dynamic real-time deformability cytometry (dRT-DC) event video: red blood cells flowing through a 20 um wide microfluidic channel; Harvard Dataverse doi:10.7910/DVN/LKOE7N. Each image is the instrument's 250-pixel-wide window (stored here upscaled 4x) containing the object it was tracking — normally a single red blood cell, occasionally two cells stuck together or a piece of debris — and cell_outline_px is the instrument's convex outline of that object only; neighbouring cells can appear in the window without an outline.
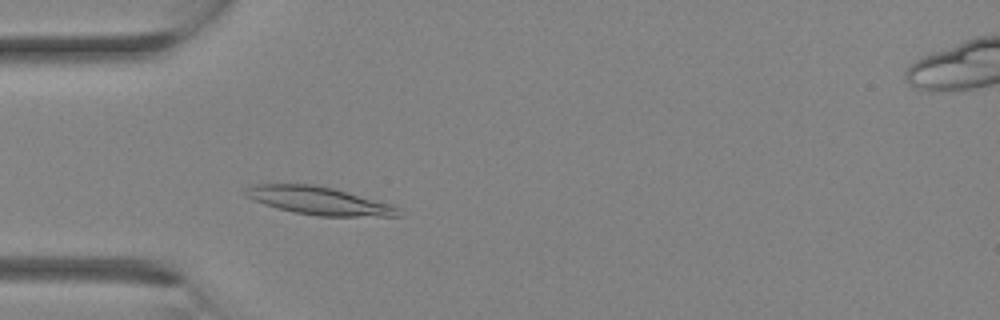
{"species": "Egyptian fruit bat (a non-hibernating species)", "species_latin": "Rousettus aegyptiacus", "temperature_condition": "room temperature", "stored_images_in_passage": 9, "camera_frame_rate_fps": 3000, "um_per_image_px": 0.085, "animal": {"sex": "female"}, "frame": {"image": 1, "passage_image": 7, "time_ms": 2.0, "image_size_px": [1000, 320], "cell_outline_px": [[404, 216], [316, 216], [296, 212], [264, 204], [244, 196], [244, 192], [252, 184], [312, 184], [332, 188], [392, 204], [400, 208]], "centroid_in_image_um": [27.15, 17.06], "position_along_channel_um": 57.9, "area_um2": 24.74}}
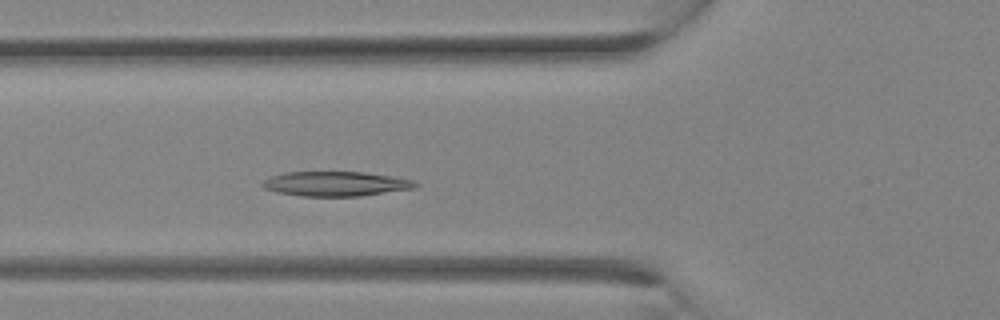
{"frame": {"image": 2, "passage_image": 9, "time_ms": 2.667, "image_size_px": [1000, 320], "cell_outline_px": [[420, 184], [416, 188], [360, 196], [300, 196], [276, 192], [264, 188], [260, 184], [264, 180], [272, 176], [284, 172], [364, 172], [416, 180]], "centroid_in_image_um": [28.56, 15.62], "position_along_channel_um": 97.2, "area_um2": 22.08}}